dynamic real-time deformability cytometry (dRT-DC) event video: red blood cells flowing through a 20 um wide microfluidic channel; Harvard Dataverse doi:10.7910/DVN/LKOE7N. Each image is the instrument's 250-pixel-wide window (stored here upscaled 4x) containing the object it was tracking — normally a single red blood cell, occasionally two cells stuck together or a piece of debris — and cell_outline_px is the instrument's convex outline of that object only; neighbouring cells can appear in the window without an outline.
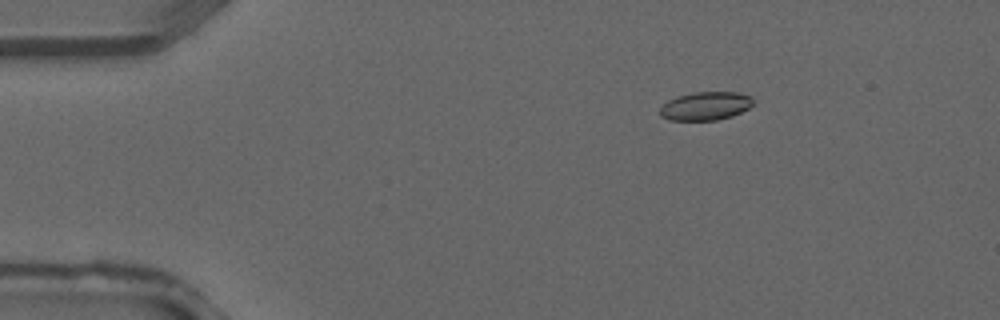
{"species": "common noctule bat (a hibernating species)", "species_latin": "Nyctalus noctula", "temperature_condition": "warm", "stored_images_in_passage": 4, "camera_frame_rate_fps": 3000, "um_per_image_px": 0.085, "animal": {"sex": "male", "forearm_length_mm": 52.5}, "frame": {"image": 1, "passage_image": 2, "time_ms": 0.333, "image_size_px": [1000, 320], "cell_outline_px": [[752, 104], [748, 108], [732, 116], [716, 120], [668, 120], [660, 116], [660, 108], [668, 100], [676, 96], [696, 92], [736, 92], [752, 96]], "centroid_in_image_um": [59.95, 9.01], "position_along_channel_um": 25.1, "area_um2": 15.37}}
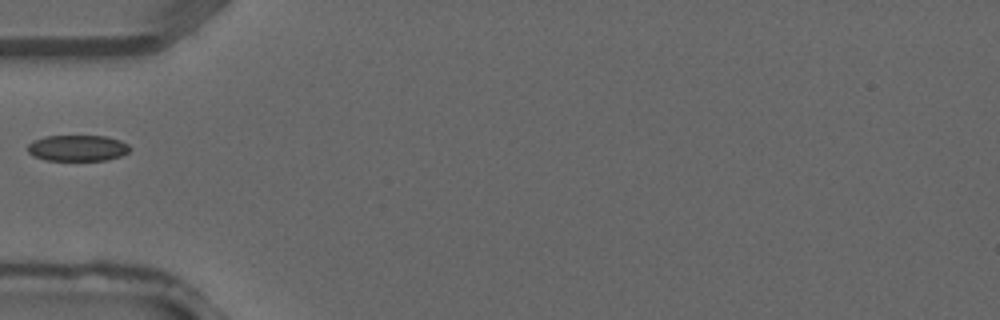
{"frame": {"image": 2, "passage_image": 4, "time_ms": 1.0, "image_size_px": [1000, 320], "cell_outline_px": [[132, 148], [128, 152], [120, 156], [108, 160], [44, 160], [32, 156], [28, 152], [28, 144], [32, 140], [44, 136], [104, 136], [120, 140], [128, 144]], "centroid_in_image_um": [6.58, 12.58], "position_along_channel_um": 78.4, "area_um2": 15.66}}